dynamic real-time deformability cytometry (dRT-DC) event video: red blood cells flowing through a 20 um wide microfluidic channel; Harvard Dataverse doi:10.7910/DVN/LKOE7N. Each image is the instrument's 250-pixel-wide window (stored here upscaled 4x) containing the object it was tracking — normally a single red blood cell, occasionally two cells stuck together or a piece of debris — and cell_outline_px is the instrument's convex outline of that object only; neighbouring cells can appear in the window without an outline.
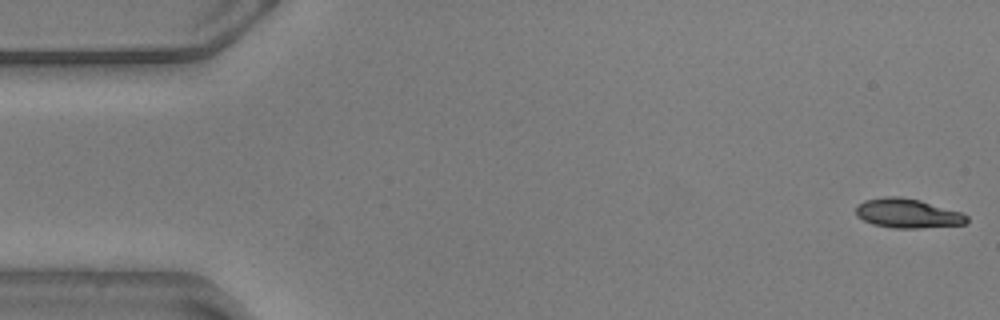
{"species": "common noctule bat (a hibernating species)", "species_latin": "Nyctalus noctula", "temperature_condition": "warm", "stored_images_in_passage": 56, "camera_frame_rate_fps": 3000, "um_per_image_px": 0.085, "animal": {"sex": "male", "body_mass_g": 20.5, "forearm_length_mm": 52.5}, "frame": {"image": 1, "passage_image": 1, "time_ms": 0.0, "image_size_px": [1000, 320], "cell_outline_px": [[968, 224], [920, 228], [892, 228], [872, 224], [856, 216], [856, 208], [864, 200], [884, 196], [900, 196], [920, 200], [960, 212], [968, 216]], "centroid_in_image_um": [77.15, 18.14], "position_along_channel_um": 7.9, "area_um2": 19.02}}
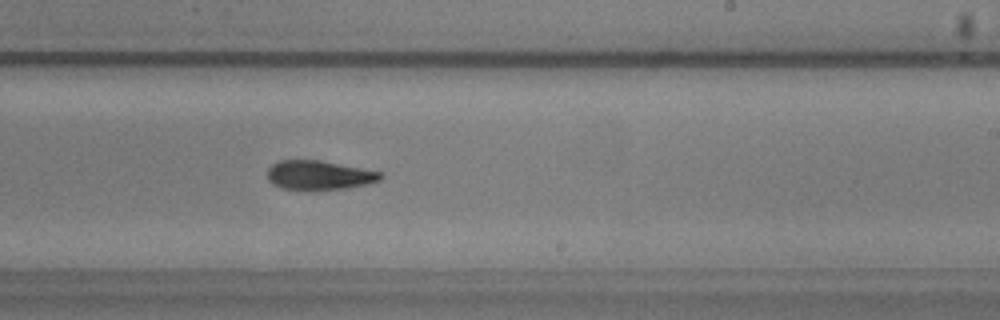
{"frame": {"image": 2, "passage_image": 33, "time_ms": 10.667, "image_size_px": [1000, 320], "cell_outline_px": [[384, 176], [380, 180], [348, 188], [308, 192], [284, 188], [272, 184], [268, 180], [268, 168], [272, 164], [280, 160], [320, 160], [380, 172]], "centroid_in_image_um": [27.08, 14.92], "position_along_channel_um": 261.9, "area_um2": 19.54}}
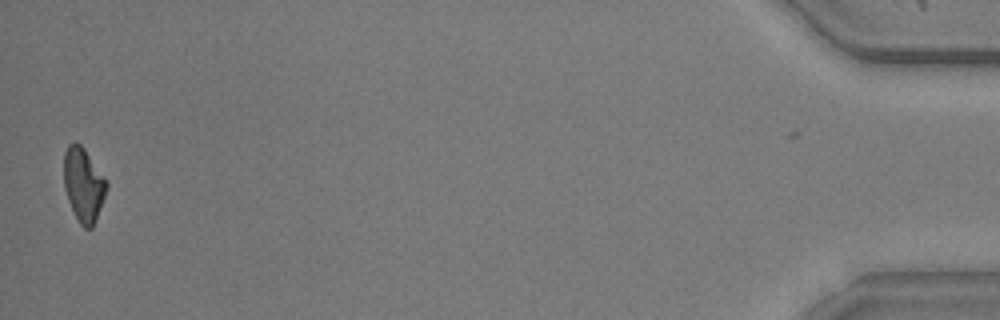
{"frame": {"image": 3, "passage_image": 55, "time_ms": 18.0, "image_size_px": [1000, 320], "cell_outline_px": [[108, 188], [92, 228], [84, 228], [80, 224], [68, 200], [64, 188], [64, 152], [68, 144], [80, 144], [84, 148], [108, 184]], "centroid_in_image_um": [7.08, 15.7], "position_along_channel_um": 428.1, "area_um2": 17.98}, "authors_computed_cell_mechanics": {"area_um2": 19.6231, "velocity_mm_per_s": 3.5972, "shape_relaxation_time_tau1_ms": 8.7811, "shape_relaxation_time_tau2_ms": 5.6125, "deformation_change_tau1": 0.191, "deformation_change_tau2": 0.1253}}